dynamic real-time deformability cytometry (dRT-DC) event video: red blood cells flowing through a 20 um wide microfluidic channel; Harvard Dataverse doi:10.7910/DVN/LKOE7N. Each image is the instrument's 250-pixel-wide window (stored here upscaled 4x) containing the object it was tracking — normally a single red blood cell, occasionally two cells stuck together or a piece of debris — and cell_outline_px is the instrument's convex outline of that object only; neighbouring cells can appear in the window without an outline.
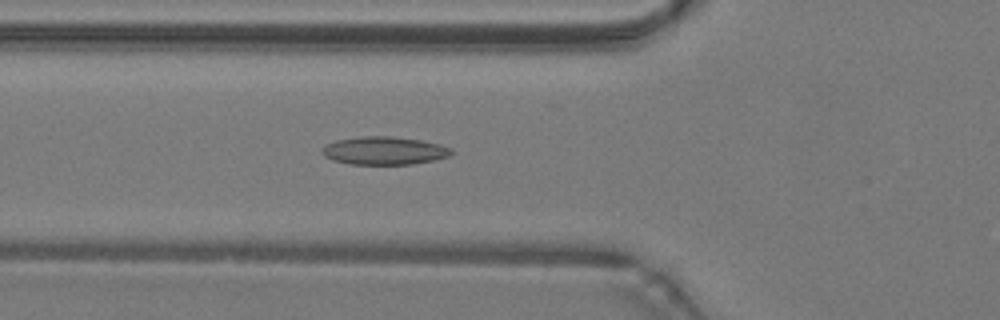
{"species": "common noctule bat (a hibernating species)", "species_latin": "Nyctalus noctula", "temperature_condition": "warm", "stored_images_in_passage": 34, "camera_frame_rate_fps": 3000, "um_per_image_px": 0.085, "animal": {"sex": "male", "body_mass_g": 19.2, "forearm_length_mm": 51.8}, "frame": {"image": 1, "passage_image": 9, "time_ms": 2.667, "image_size_px": [1000, 320], "cell_outline_px": [[452, 152], [448, 156], [432, 160], [412, 164], [348, 164], [332, 160], [324, 156], [324, 144], [336, 140], [364, 136], [392, 136], [420, 140], [440, 144], [452, 148]], "centroid_in_image_um": [32.65, 12.8], "position_along_channel_um": 93.2, "area_um2": 20.98}}
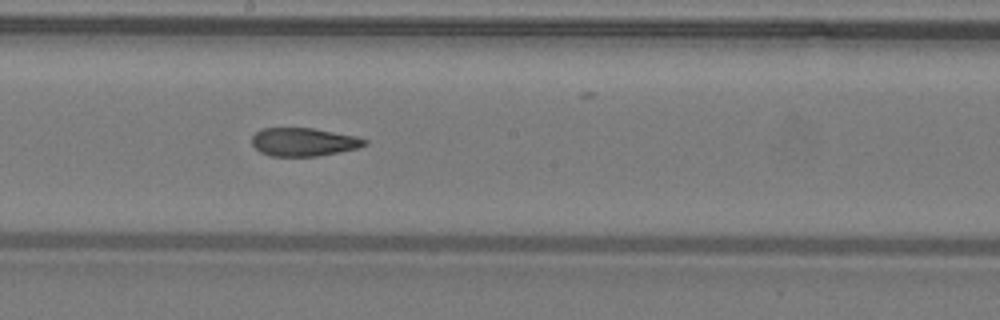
{"frame": {"image": 2, "passage_image": 18, "time_ms": 5.667, "image_size_px": [1000, 320], "cell_outline_px": [[368, 144], [360, 148], [340, 152], [316, 156], [272, 156], [260, 152], [252, 144], [252, 136], [260, 128], [312, 128], [356, 136], [368, 140]], "centroid_in_image_um": [25.83, 12.07], "position_along_channel_um": 222.4, "area_um2": 18.67}}
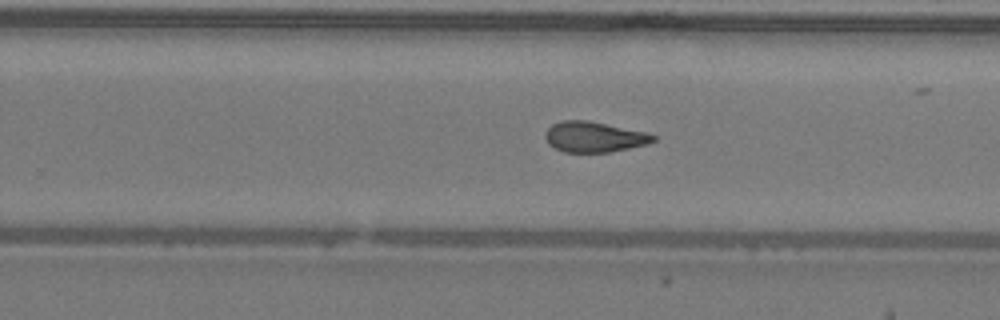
{"frame": {"image": 3, "passage_image": 22, "time_ms": 7.0, "image_size_px": [1000, 320], "cell_outline_px": [[656, 140], [648, 144], [612, 152], [564, 152], [548, 144], [544, 136], [548, 128], [552, 124], [560, 120], [588, 120], [648, 132], [656, 136]], "centroid_in_image_um": [50.52, 11.63], "position_along_channel_um": 279.3, "area_um2": 19.42}, "authors_computed_cell_mechanics": {"area_um2": 19.5942, "velocity_mm_per_s": 4.2906, "shape_relaxation_time_tau1_ms": null, "shape_relaxation_time_tau2_ms": 2.5174, "deformation_change_tau1": null, "deformation_change_tau2": 0.0991}}